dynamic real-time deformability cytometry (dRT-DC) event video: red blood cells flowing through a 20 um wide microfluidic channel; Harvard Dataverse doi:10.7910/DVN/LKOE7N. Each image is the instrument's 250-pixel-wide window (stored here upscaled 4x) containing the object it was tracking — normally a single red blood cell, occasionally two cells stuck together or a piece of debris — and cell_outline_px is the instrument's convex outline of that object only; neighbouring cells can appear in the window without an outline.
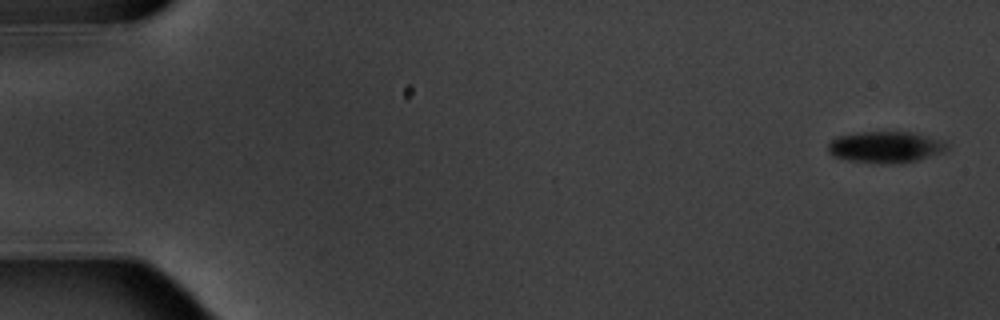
{"species": "common noctule bat (a hibernating species)", "species_latin": "Nyctalus noctula", "temperature_condition": "warm", "stored_images_in_passage": 6, "camera_frame_rate_fps": 3000, "um_per_image_px": 0.085, "animal": {"sex": "male", "body_mass_g": 20.1, "forearm_length_mm": 53.5}, "frame": {"image": 1, "passage_image": 1, "time_ms": 0.0, "image_size_px": [1000, 320], "cell_outline_px": [[948, 148], [944, 152], [904, 164], [880, 164], [848, 160], [832, 156], [828, 152], [828, 144], [832, 140], [840, 136], [860, 132], [912, 132], [944, 140], [948, 144]], "centroid_in_image_um": [75.31, 12.52], "position_along_channel_um": 9.7, "area_um2": 22.02}}
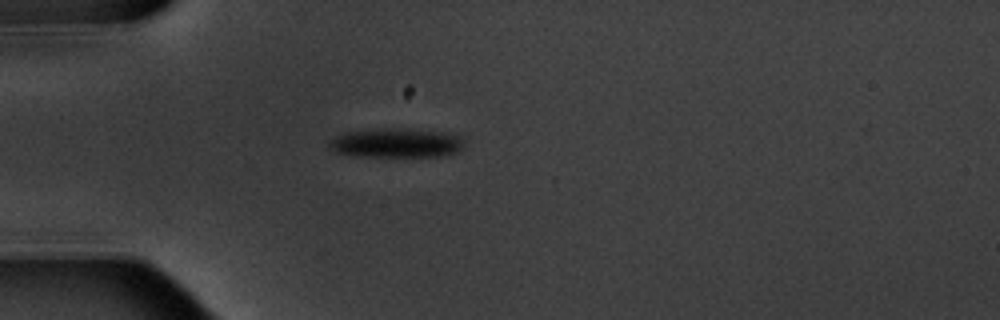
{"frame": {"image": 2, "passage_image": 5, "time_ms": 5.0, "image_size_px": [1000, 320], "cell_outline_px": [[464, 148], [456, 152], [440, 156], [352, 156], [332, 152], [328, 148], [328, 144], [336, 136], [344, 132], [384, 128], [408, 128], [444, 132], [460, 136], [464, 140]], "centroid_in_image_um": [33.67, 12.15], "position_along_channel_um": 51.3, "area_um2": 23.35}}